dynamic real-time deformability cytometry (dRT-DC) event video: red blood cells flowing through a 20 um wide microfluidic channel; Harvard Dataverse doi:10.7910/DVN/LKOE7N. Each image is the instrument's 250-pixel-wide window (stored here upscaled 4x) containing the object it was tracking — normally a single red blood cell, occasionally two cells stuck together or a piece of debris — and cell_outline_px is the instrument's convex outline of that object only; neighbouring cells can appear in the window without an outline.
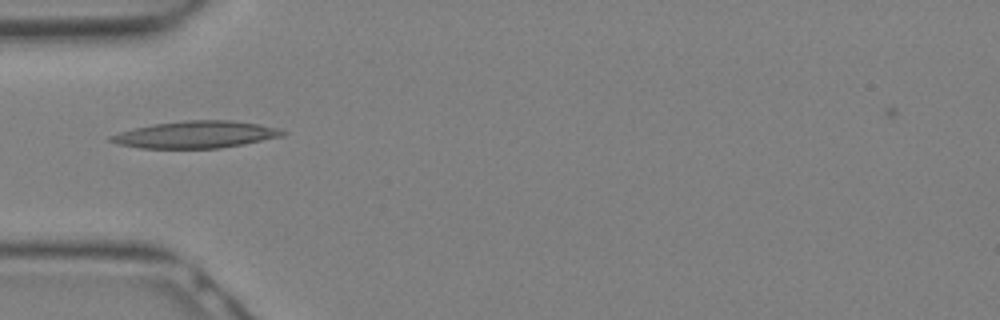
{"species": "Egyptian fruit bat (a non-hibernating species)", "species_latin": "Rousettus aegyptiacus", "temperature_condition": "warm", "stored_images_in_passage": 6, "camera_frame_rate_fps": 3000, "um_per_image_px": 0.085, "animal": {"sex": "female"}, "frame": {"image": 1, "passage_image": 3, "time_ms": 0.667, "image_size_px": [1000, 320], "cell_outline_px": [[288, 132], [284, 136], [244, 144], [220, 148], [140, 148], [120, 144], [108, 140], [108, 136], [120, 132], [136, 128], [156, 124], [184, 120], [232, 120], [280, 128]], "centroid_in_image_um": [16.7, 11.44], "position_along_channel_um": 68.3, "area_um2": 26.93}}
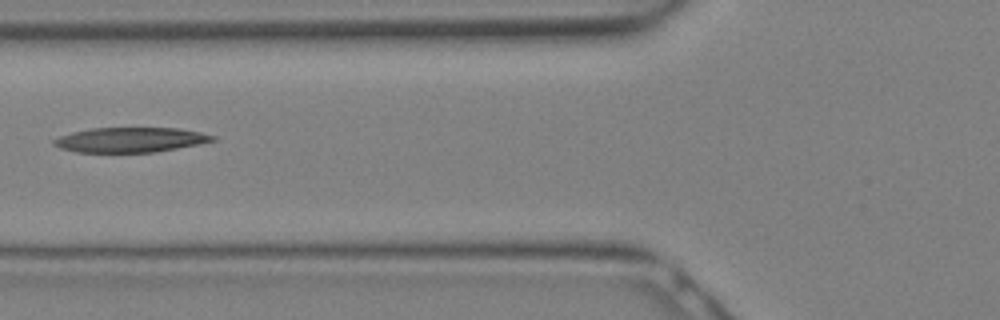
{"frame": {"image": 2, "passage_image": 5, "time_ms": 1.333, "image_size_px": [1000, 320], "cell_outline_px": [[216, 140], [200, 144], [152, 152], [76, 152], [60, 148], [52, 144], [52, 140], [60, 136], [72, 132], [92, 128], [176, 128], [200, 132], [216, 136]], "centroid_in_image_um": [11.06, 11.88], "position_along_channel_um": 114.7, "area_um2": 22.89}}